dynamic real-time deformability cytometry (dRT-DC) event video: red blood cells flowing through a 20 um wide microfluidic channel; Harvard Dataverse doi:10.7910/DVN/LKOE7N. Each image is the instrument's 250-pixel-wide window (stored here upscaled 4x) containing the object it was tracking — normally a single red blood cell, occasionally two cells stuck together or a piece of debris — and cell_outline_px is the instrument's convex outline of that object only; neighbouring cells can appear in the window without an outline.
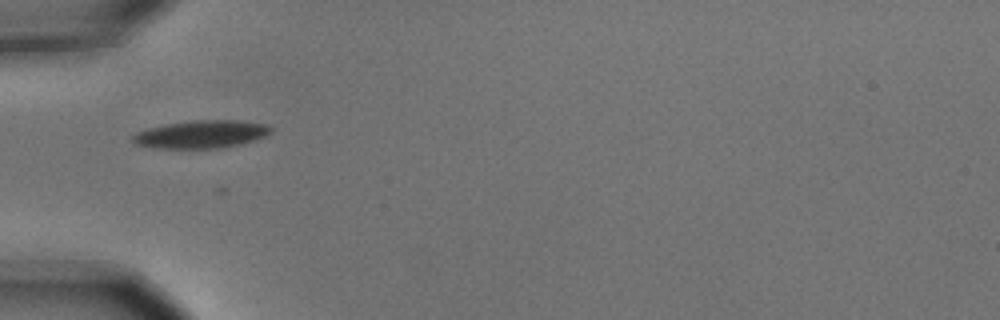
{"species": "common noctule bat (a hibernating species)", "species_latin": "Nyctalus noctula", "temperature_condition": "cold", "stored_images_in_passage": 2, "camera_frame_rate_fps": 3000, "um_per_image_px": 0.085, "animal": {"sex": "male", "body_mass_g": 15.6}, "frame": {"image": 1, "passage_image": 1, "time_ms": 0.0, "image_size_px": [1000, 320], "cell_outline_px": [[272, 132], [256, 140], [224, 148], [156, 148], [132, 144], [128, 140], [136, 132], [148, 128], [164, 124], [188, 120], [236, 120], [268, 124], [272, 128]], "centroid_in_image_um": [17.06, 11.41], "position_along_channel_um": 67.9, "area_um2": 22.83}}
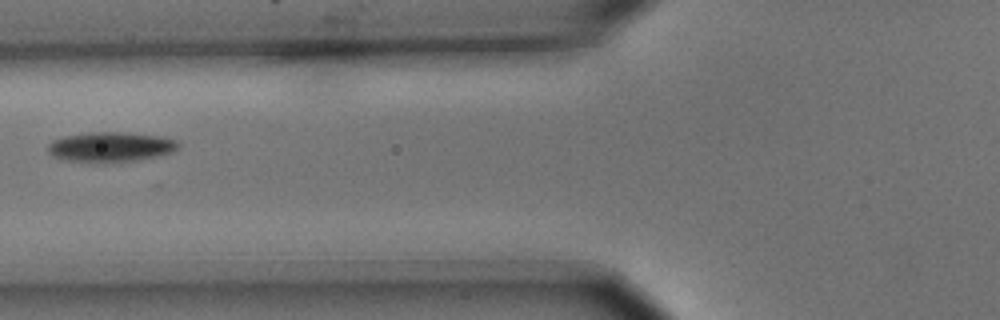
{"frame": {"image": 2, "passage_image": 2, "time_ms": 0.333, "image_size_px": [1000, 320], "cell_outline_px": [[180, 148], [172, 152], [136, 160], [104, 164], [64, 160], [52, 156], [48, 152], [48, 144], [52, 140], [64, 136], [88, 132], [124, 132], [160, 136], [176, 140], [180, 144]], "centroid_in_image_um": [9.37, 12.5], "position_along_channel_um": 116.4, "area_um2": 23.12}}